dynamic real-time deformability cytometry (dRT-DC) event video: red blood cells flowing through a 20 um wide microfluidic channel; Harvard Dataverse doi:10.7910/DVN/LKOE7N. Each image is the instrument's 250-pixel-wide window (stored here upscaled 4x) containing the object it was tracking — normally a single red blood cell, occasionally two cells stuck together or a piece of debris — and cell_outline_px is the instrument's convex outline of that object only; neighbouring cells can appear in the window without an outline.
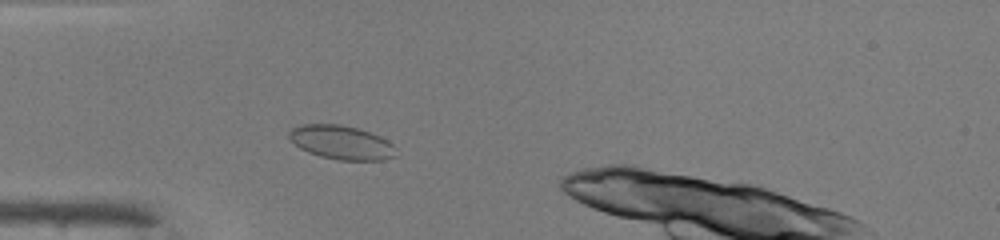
{"species": "common noctule bat (a hibernating species)", "species_latin": "Nyctalus noctula", "temperature_condition": "warm", "stored_images_in_passage": 40, "camera_frame_rate_fps": 3000, "um_per_image_px": 0.085, "animal": {"sex": "male", "body_mass_g": 19.0, "forearm_length_mm": 50.8}, "frame": {"image": 1, "passage_image": 5, "time_ms": 1.333, "image_size_px": [1000, 240], "cell_outline_px": [[396, 156], [384, 160], [340, 160], [320, 156], [308, 152], [300, 148], [288, 136], [288, 132], [292, 128], [304, 124], [340, 124], [356, 128], [380, 136], [388, 140], [392, 144]], "centroid_in_image_um": [29.02, 12.11], "position_along_channel_um": 56.0, "area_um2": 20.92}}
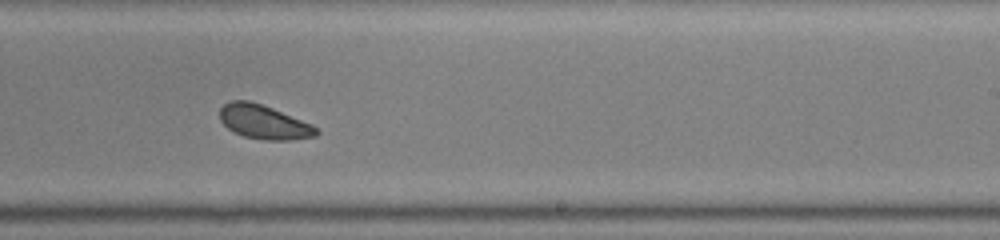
{"frame": {"image": 2, "passage_image": 21, "time_ms": 6.667, "image_size_px": [1000, 240], "cell_outline_px": [[320, 132], [316, 136], [292, 140], [264, 140], [244, 136], [232, 132], [220, 120], [220, 108], [224, 104], [232, 100], [248, 100], [272, 108], [312, 124]], "centroid_in_image_um": [22.42, 10.38], "position_along_channel_um": 266.6, "area_um2": 19.13}}
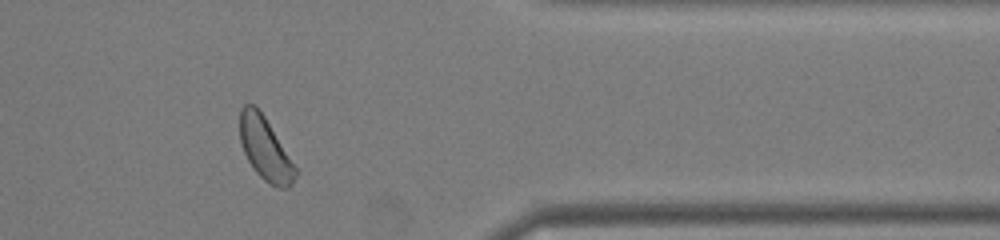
{"frame": {"image": 3, "passage_image": 31, "time_ms": 10.0, "image_size_px": [1000, 240], "cell_outline_px": [[300, 172], [292, 184], [288, 188], [280, 188], [268, 184], [256, 172], [248, 160], [244, 152], [240, 140], [240, 108], [244, 104], [252, 104], [264, 116]], "centroid_in_image_um": [22.57, 12.69], "position_along_channel_um": 388.8, "area_um2": 20.35}}